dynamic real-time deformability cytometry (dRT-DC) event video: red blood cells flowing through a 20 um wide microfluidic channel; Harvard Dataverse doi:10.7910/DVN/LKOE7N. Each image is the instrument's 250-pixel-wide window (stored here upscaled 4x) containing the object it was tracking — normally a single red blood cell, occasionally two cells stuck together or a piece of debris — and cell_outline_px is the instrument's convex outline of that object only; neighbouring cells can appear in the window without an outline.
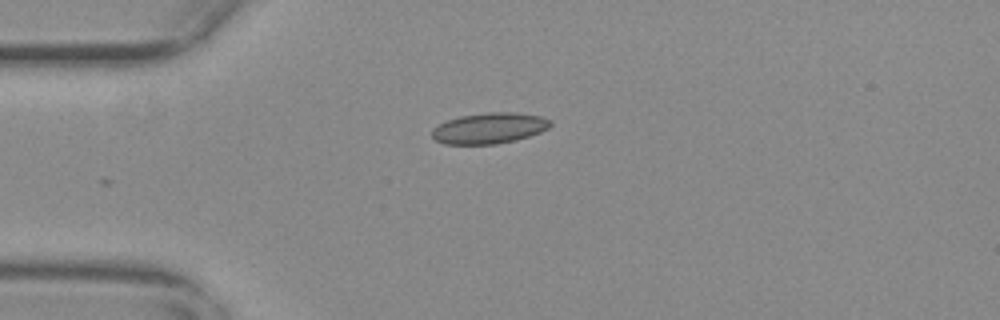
{"species": "common noctule bat (a hibernating species)", "species_latin": "Nyctalus noctula", "temperature_condition": "warm", "stored_images_in_passage": 27, "camera_frame_rate_fps": 3000, "um_per_image_px": 0.085, "animal": {"sex": "female", "body_mass_g": 29.2, "forearm_length_mm": 56.3}, "frame": {"image": 1, "passage_image": 1, "time_ms": 0.0, "image_size_px": [1000, 320], "cell_outline_px": [[552, 124], [548, 128], [540, 132], [516, 140], [496, 144], [444, 144], [436, 140], [432, 136], [432, 128], [448, 120], [460, 116], [488, 112], [516, 112], [540, 116], [552, 120]], "centroid_in_image_um": [41.61, 10.89], "position_along_channel_um": 43.4, "area_um2": 21.27}}
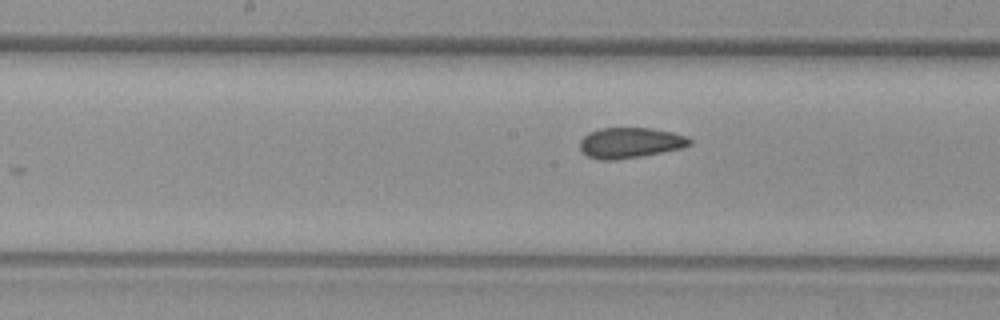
{"frame": {"image": 2, "passage_image": 15, "time_ms": 4.667, "image_size_px": [1000, 320], "cell_outline_px": [[692, 144], [684, 148], [640, 156], [616, 160], [600, 160], [588, 156], [580, 152], [580, 140], [588, 132], [600, 128], [652, 128], [672, 132], [688, 136], [692, 140]], "centroid_in_image_um": [53.57, 12.13], "position_along_channel_um": 194.6, "area_um2": 19.77}}
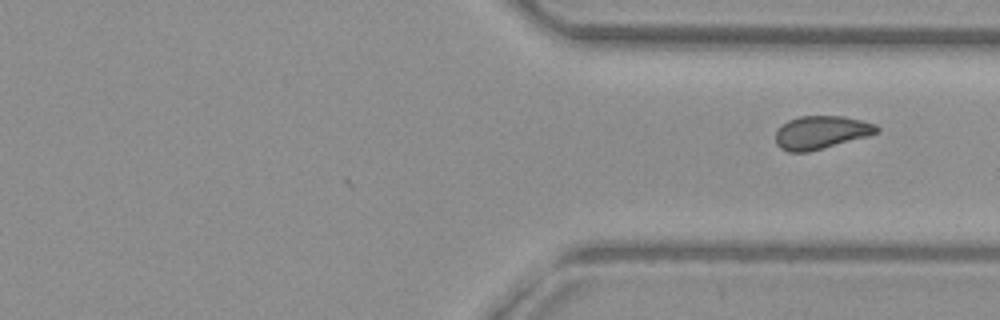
{"frame": {"image": 3, "passage_image": 27, "time_ms": 8.667, "image_size_px": [1000, 320], "cell_outline_px": [[880, 132], [868, 136], [808, 152], [788, 152], [780, 148], [776, 144], [776, 132], [788, 120], [800, 116], [844, 116], [876, 124], [880, 128]], "centroid_in_image_um": [69.82, 11.26], "position_along_channel_um": 341.6, "area_um2": 19.48}}